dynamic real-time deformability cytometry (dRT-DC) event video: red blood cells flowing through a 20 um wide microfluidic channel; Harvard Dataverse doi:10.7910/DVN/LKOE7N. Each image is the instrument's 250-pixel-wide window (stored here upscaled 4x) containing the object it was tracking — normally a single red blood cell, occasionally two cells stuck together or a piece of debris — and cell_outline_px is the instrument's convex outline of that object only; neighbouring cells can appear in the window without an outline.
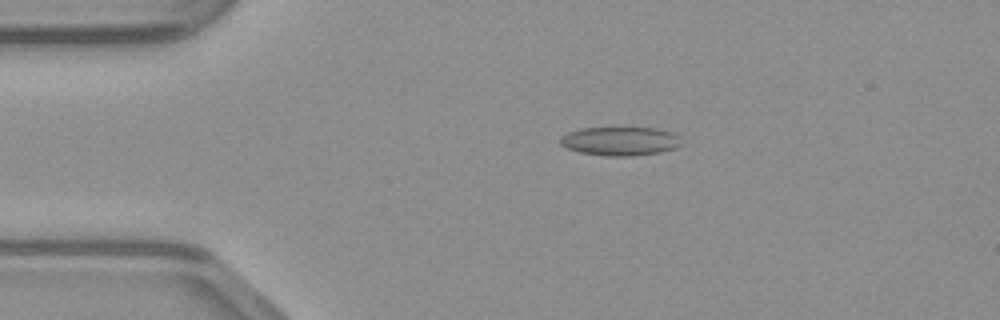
{"species": "common noctule bat (a hibernating species)", "species_latin": "Nyctalus noctula", "temperature_condition": "warm", "stored_images_in_passage": 49, "camera_frame_rate_fps": 3000, "um_per_image_px": 0.085, "animal": {"sex": "male", "body_mass_g": 23.1, "forearm_length_mm": 52.7}, "frame": {"image": 1, "passage_image": 10, "time_ms": 3.0, "image_size_px": [1000, 320], "cell_outline_px": [[680, 144], [676, 148], [660, 152], [632, 156], [608, 156], [580, 152], [568, 148], [560, 144], [560, 136], [568, 132], [580, 128], [656, 128], [680, 136]], "centroid_in_image_um": [52.69, 12.0], "position_along_channel_um": 32.3, "area_um2": 20.17}}
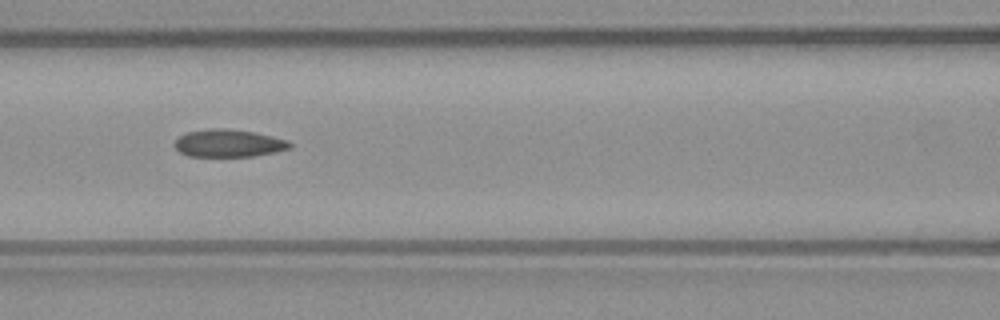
{"frame": {"image": 2, "passage_image": 21, "time_ms": 6.667, "image_size_px": [1000, 320], "cell_outline_px": [[292, 148], [276, 152], [252, 156], [188, 156], [180, 152], [176, 148], [176, 140], [180, 136], [188, 132], [212, 128], [224, 128], [252, 132], [272, 136], [288, 140], [292, 144]], "centroid_in_image_um": [19.47, 12.18], "position_along_channel_um": 147.1, "area_um2": 18.32}}
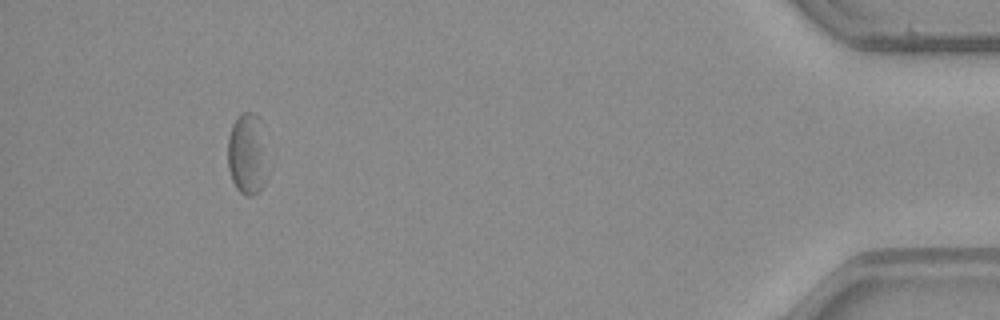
{"frame": {"image": 3, "passage_image": 45, "time_ms": 14.667, "image_size_px": [1000, 320], "cell_outline_px": [[272, 168], [264, 184], [252, 196], [244, 196], [236, 188], [232, 180], [228, 168], [228, 136], [232, 124], [240, 112], [256, 112], [260, 116], [272, 164]], "centroid_in_image_um": [21.11, 13.07], "position_along_channel_um": 414.1, "area_um2": 20.46}}